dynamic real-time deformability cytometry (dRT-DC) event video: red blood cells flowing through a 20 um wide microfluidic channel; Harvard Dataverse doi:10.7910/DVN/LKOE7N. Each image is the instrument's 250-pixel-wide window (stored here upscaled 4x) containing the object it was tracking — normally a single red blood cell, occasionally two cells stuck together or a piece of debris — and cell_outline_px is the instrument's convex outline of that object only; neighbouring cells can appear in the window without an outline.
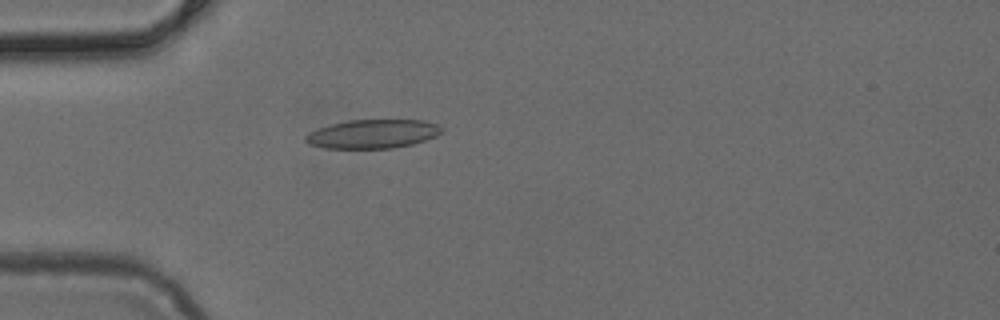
{"species": "common noctule bat (a hibernating species)", "species_latin": "Nyctalus noctula", "temperature_condition": "cold", "stored_images_in_passage": 3, "camera_frame_rate_fps": 3000, "um_per_image_px": 0.085, "animal": {"sex": "female", "body_mass_g": 24.6, "forearm_length_mm": 56.2}, "frame": {"image": 1, "passage_image": 3, "time_ms": 0.667, "image_size_px": [1000, 320], "cell_outline_px": [[444, 128], [436, 136], [412, 144], [392, 148], [324, 148], [308, 144], [304, 140], [304, 136], [308, 132], [316, 128], [348, 120], [424, 120], [436, 124]], "centroid_in_image_um": [31.63, 11.38], "position_along_channel_um": 53.4, "area_um2": 22.89}}